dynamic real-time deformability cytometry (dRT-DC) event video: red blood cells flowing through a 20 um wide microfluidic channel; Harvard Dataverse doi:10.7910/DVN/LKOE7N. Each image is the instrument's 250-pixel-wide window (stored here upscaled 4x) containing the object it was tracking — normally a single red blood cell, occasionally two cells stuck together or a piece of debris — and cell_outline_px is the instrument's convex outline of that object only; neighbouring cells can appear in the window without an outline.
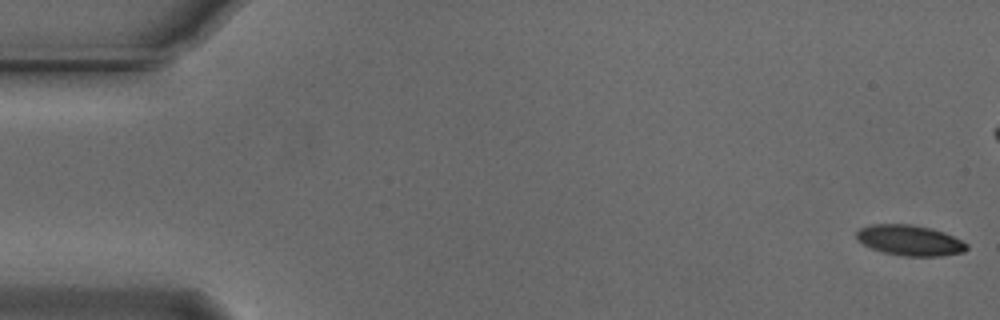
{"species": "Egyptian fruit bat (a non-hibernating species)", "species_latin": "Rousettus aegyptiacus", "temperature_condition": "cold", "stored_images_in_passage": 56, "camera_frame_rate_fps": 3000, "um_per_image_px": 0.085, "animal": {"sex": "male"}, "frame": {"image": 1, "passage_image": 1, "time_ms": 0.0, "image_size_px": [1000, 320], "cell_outline_px": [[968, 248], [964, 252], [940, 256], [904, 256], [884, 252], [872, 248], [856, 240], [856, 232], [860, 228], [872, 224], [908, 224], [932, 228], [944, 232], [968, 244]], "centroid_in_image_um": [77.33, 20.42], "position_along_channel_um": 7.7, "area_um2": 19.54}}
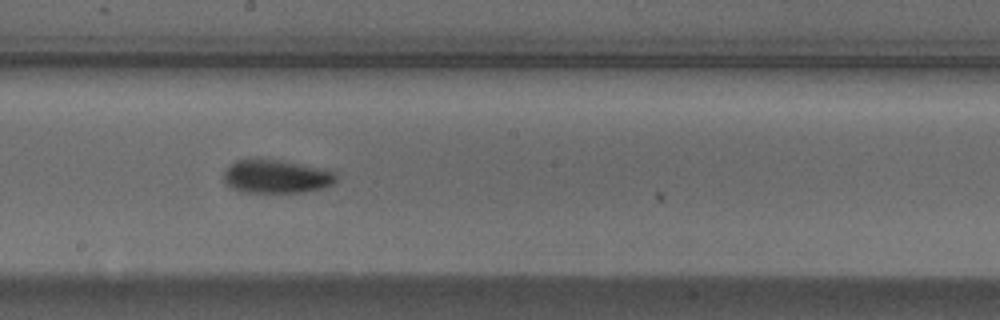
{"frame": {"image": 2, "passage_image": 30, "time_ms": 9.667, "image_size_px": [1000, 320], "cell_outline_px": [[336, 180], [332, 184], [324, 188], [304, 192], [240, 192], [232, 188], [224, 180], [224, 172], [236, 160], [280, 160], [324, 168], [332, 172], [336, 176]], "centroid_in_image_um": [23.51, 15.02], "position_along_channel_um": 224.7, "area_um2": 21.62}}
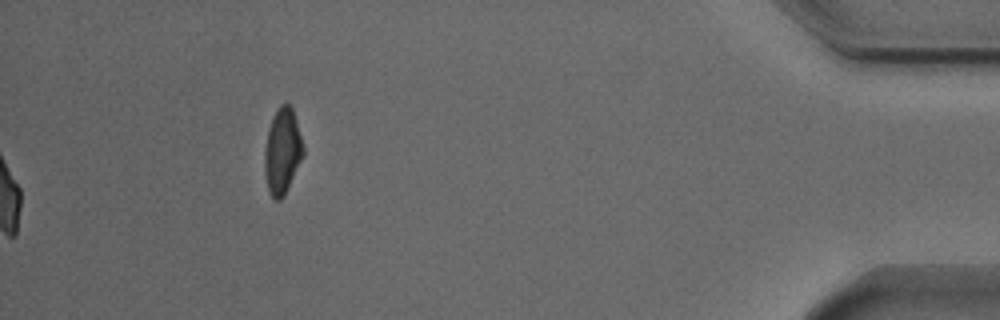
{"frame": {"image": 3, "passage_image": 56, "time_ms": 18.333, "image_size_px": [1000, 320], "cell_outline_px": [[304, 156], [284, 196], [280, 200], [272, 200], [268, 192], [264, 172], [264, 148], [268, 128], [272, 116], [280, 104], [288, 104], [292, 108], [304, 148]], "centroid_in_image_um": [23.98, 12.89], "position_along_channel_um": 411.2, "area_um2": 19.59}, "authors_computed_cell_mechanics": {"area_um2": 20.4612, "velocity_mm_per_s": 3.7235, "shape_relaxation_time_tau1_ms": 3.7753, "shape_relaxation_time_tau2_ms": 3.2691, "deformation_change_tau1": 0.1281, "deformation_change_tau2": 0.08}}